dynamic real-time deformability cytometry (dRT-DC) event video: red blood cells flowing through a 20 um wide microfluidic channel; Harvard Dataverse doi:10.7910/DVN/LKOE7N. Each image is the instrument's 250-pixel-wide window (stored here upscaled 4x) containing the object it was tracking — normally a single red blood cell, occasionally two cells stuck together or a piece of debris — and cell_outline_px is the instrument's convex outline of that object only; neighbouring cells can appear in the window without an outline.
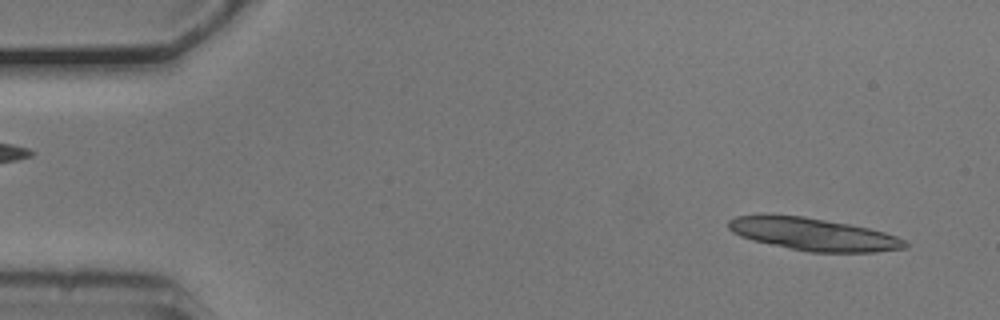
{"species": "common noctule bat (a hibernating species)", "species_latin": "Nyctalus noctula", "temperature_condition": "cold", "stored_images_in_passage": 36, "camera_frame_rate_fps": 3000, "um_per_image_px": 0.085, "animal": {"sex": "male", "body_mass_g": 20.5, "forearm_length_mm": 52.5}, "frame": {"image": 1, "passage_image": 3, "time_ms": 0.667, "image_size_px": [1000, 320], "cell_outline_px": [[908, 248], [876, 252], [808, 252], [752, 240], [740, 236], [732, 232], [728, 228], [728, 220], [736, 216], [804, 216], [852, 224], [884, 232], [908, 240]], "centroid_in_image_um": [69.21, 19.93], "position_along_channel_um": 15.8, "area_um2": 33.29}}
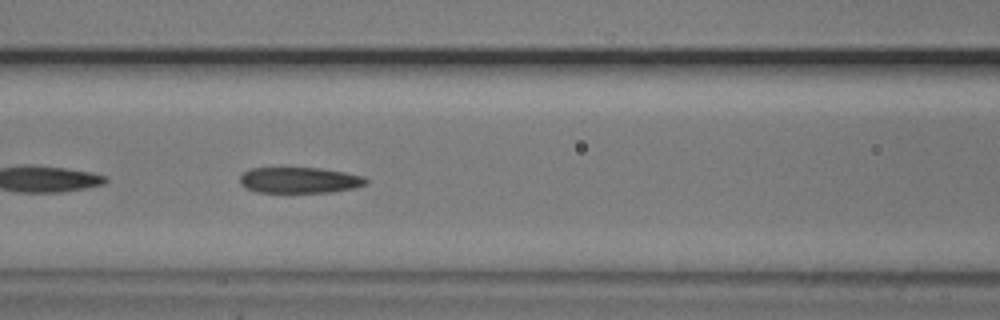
{"frame": {"image": 2, "passage_image": 22, "time_ms": 7.0, "image_size_px": [1000, 320], "cell_outline_px": [[368, 184], [352, 188], [332, 192], [256, 192], [244, 188], [240, 184], [240, 176], [248, 168], [320, 168], [344, 172], [364, 176], [368, 180]], "centroid_in_image_um": [25.44, 15.31], "position_along_channel_um": 141.2, "area_um2": 19.13}}